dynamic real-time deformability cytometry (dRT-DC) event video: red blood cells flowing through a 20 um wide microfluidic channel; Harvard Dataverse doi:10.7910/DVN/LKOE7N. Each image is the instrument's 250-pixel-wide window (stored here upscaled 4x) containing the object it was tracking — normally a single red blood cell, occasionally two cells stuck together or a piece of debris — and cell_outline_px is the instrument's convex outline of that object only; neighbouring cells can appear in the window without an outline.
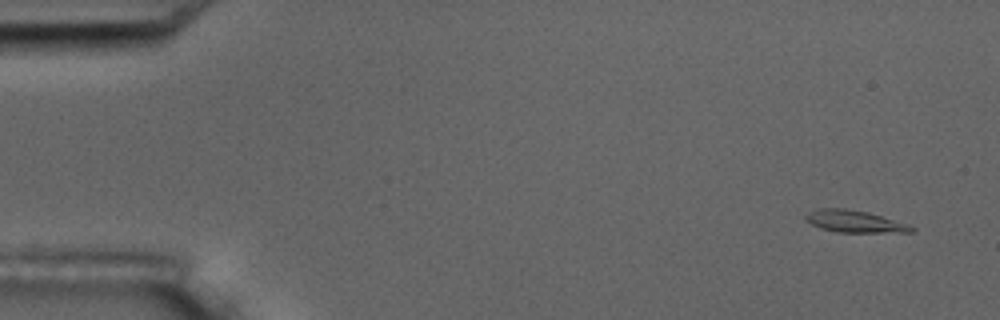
{"species": "common noctule bat (a hibernating species)", "species_latin": "Nyctalus noctula", "temperature_condition": "room temperature", "stored_images_in_passage": 4, "camera_frame_rate_fps": 3000, "um_per_image_px": 0.085, "animal": {"sex": "male", "body_mass_g": 17.5, "forearm_length_mm": 52.3}, "frame": {"image": 1, "passage_image": 1, "time_ms": 0.0, "image_size_px": [1000, 320], "cell_outline_px": [[916, 228], [912, 232], [836, 232], [820, 228], [804, 220], [804, 216], [808, 212], [820, 208], [844, 208], [868, 212], [908, 224]], "centroid_in_image_um": [72.61, 18.82], "position_along_channel_um": 12.4, "area_um2": 13.58}}
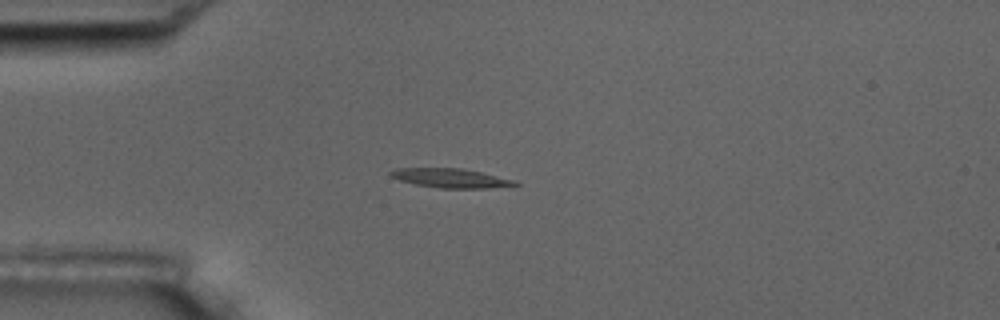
{"frame": {"image": 2, "passage_image": 4, "time_ms": 4.0, "image_size_px": [1000, 320], "cell_outline_px": [[520, 184], [488, 188], [440, 188], [416, 184], [400, 180], [392, 176], [388, 172], [396, 168], [460, 168], [480, 172], [512, 180]], "centroid_in_image_um": [38.25, 15.13], "position_along_channel_um": 46.8, "area_um2": 13.53}}